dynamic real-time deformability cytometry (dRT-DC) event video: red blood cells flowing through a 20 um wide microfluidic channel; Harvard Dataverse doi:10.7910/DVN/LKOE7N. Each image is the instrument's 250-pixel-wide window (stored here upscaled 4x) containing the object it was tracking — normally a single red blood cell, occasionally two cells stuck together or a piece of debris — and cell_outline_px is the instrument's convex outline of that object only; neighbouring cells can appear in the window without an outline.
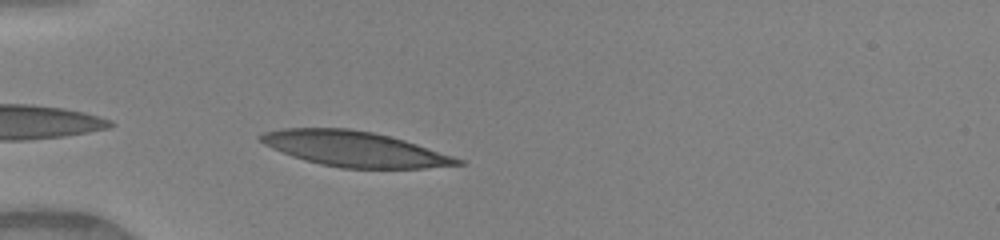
{"species": "human", "species_latin": "Homo sapiens", "temperature_condition": "warm", "stored_images_in_passage": 28, "camera_frame_rate_fps": 3000, "um_per_image_px": 0.085, "donor": {"sex": "female"}, "frame": {"image": 1, "passage_image": 1, "time_ms": 0.0, "image_size_px": [1000, 240], "cell_outline_px": [[468, 164], [424, 168], [340, 168], [320, 164], [304, 160], [292, 156], [272, 148], [264, 144], [256, 136], [264, 132], [284, 128], [348, 128], [372, 132], [404, 140], [464, 160]], "centroid_in_image_um": [30.12, 12.66], "position_along_channel_um": 54.9, "area_um2": 40.23}}
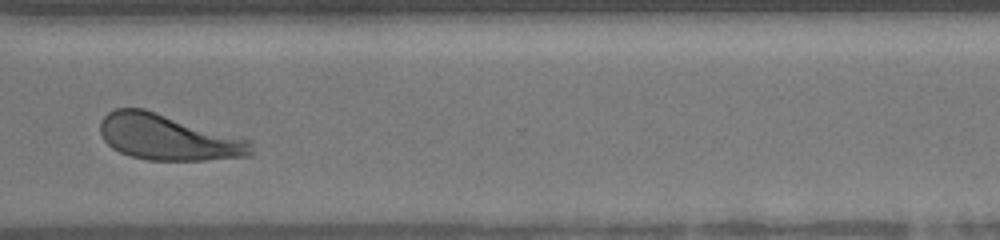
{"frame": {"image": 2, "passage_image": 24, "time_ms": 7.667, "image_size_px": [1000, 240], "cell_outline_px": [[256, 152], [252, 156], [204, 160], [148, 160], [132, 156], [120, 152], [112, 148], [104, 140], [100, 132], [100, 120], [108, 112], [116, 108], [144, 108], [252, 140]], "centroid_in_image_um": [14.34, 11.67], "position_along_channel_um": 356.3, "area_um2": 40.63}, "authors_computed_cell_mechanics": {"area_um2": 40.0265, "velocity_mm_per_s": 4.1054, "shape_relaxation_time_tau1_ms": 3.2217, "shape_relaxation_time_tau2_ms": null, "deformation_change_tau1": 0.1883, "deformation_change_tau2": null}}